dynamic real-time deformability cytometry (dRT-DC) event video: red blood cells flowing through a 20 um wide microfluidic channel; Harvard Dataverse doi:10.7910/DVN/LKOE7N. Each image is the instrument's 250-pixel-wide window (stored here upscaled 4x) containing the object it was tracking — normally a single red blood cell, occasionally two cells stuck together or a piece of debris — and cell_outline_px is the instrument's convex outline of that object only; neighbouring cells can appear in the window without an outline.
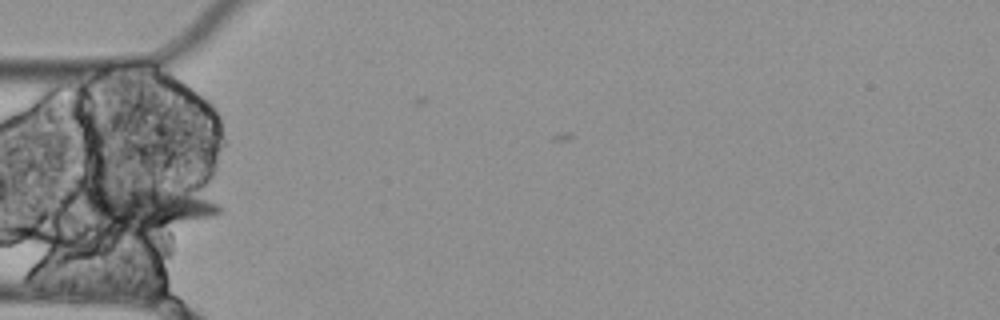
{"species": "Egyptian fruit bat (a non-hibernating species)", "species_latin": "Rousettus aegyptiacus", "temperature_condition": "cold", "stored_images_in_passage": 4, "segment_of_instrument_passage": [2, 2], "camera_frame_rate_fps": 3000, "um_per_image_px": 0.085, "animal": {"sex": "female"}, "frame": {"image": 1, "passage_image": 4, "time_ms": 1.0, "image_size_px": [1000, 320], "cell_outline_px": [[220, 212], [212, 216], [144, 240], [92, 220], [76, 204], [80, 180], [92, 176], [208, 200], [220, 204]], "centroid_in_image_um": [11.91, 17.63], "position_along_channel_um": 73.1, "area_um2": 39.25}}